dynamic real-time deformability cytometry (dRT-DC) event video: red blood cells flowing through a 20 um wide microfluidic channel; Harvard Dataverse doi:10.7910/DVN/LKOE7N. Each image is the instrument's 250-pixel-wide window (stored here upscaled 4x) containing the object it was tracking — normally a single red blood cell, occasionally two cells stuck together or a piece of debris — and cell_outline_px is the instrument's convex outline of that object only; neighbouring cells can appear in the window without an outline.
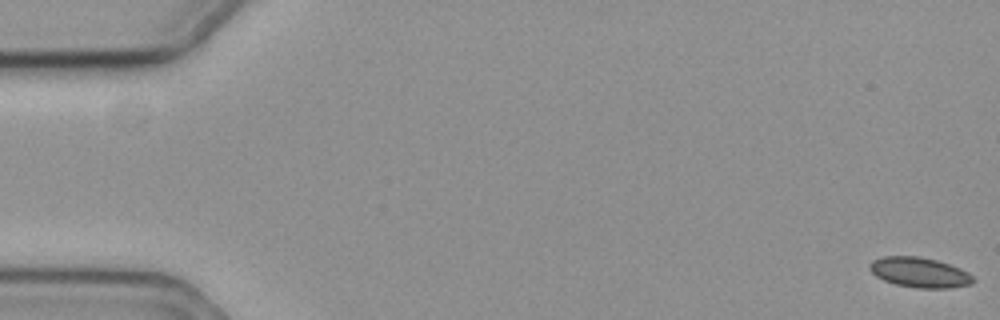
{"species": "common noctule bat (a hibernating species)", "species_latin": "Nyctalus noctula", "temperature_condition": "cold", "stored_images_in_passage": 60, "camera_frame_rate_fps": 3000, "um_per_image_px": 0.085, "animal": {"sex": "female", "body_mass_g": 19.3, "forearm_length_mm": 54.1}, "frame": {"image": 1, "passage_image": 1, "time_ms": 0.0, "image_size_px": [1000, 320], "cell_outline_px": [[976, 280], [972, 284], [952, 288], [916, 288], [896, 284], [884, 280], [876, 276], [868, 268], [868, 264], [872, 260], [884, 256], [916, 256], [936, 260], [960, 268], [968, 272]], "centroid_in_image_um": [78.16, 23.16], "position_along_channel_um": 6.8, "area_um2": 18.21}}
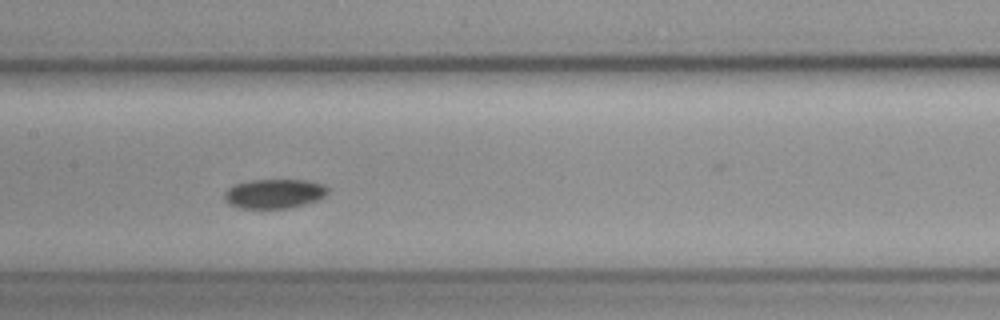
{"frame": {"image": 2, "passage_image": 30, "time_ms": 9.667, "image_size_px": [1000, 320], "cell_outline_px": [[328, 192], [320, 200], [288, 208], [236, 208], [228, 204], [224, 200], [224, 192], [232, 184], [248, 180], [308, 180], [324, 184], [328, 188]], "centroid_in_image_um": [23.28, 16.46], "position_along_channel_um": 184.1, "area_um2": 18.03}}
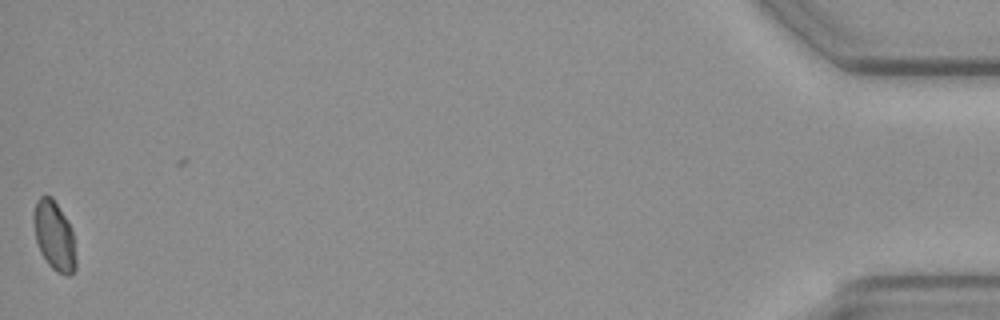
{"frame": {"image": 3, "passage_image": 60, "time_ms": 19.667, "image_size_px": [1000, 320], "cell_outline_px": [[76, 268], [72, 276], [68, 276], [56, 272], [48, 264], [40, 252], [36, 240], [32, 220], [32, 212], [36, 200], [40, 196], [52, 196], [68, 220], [72, 228], [76, 260]], "centroid_in_image_um": [4.61, 20.04], "position_along_channel_um": 430.6, "area_um2": 17.51}}